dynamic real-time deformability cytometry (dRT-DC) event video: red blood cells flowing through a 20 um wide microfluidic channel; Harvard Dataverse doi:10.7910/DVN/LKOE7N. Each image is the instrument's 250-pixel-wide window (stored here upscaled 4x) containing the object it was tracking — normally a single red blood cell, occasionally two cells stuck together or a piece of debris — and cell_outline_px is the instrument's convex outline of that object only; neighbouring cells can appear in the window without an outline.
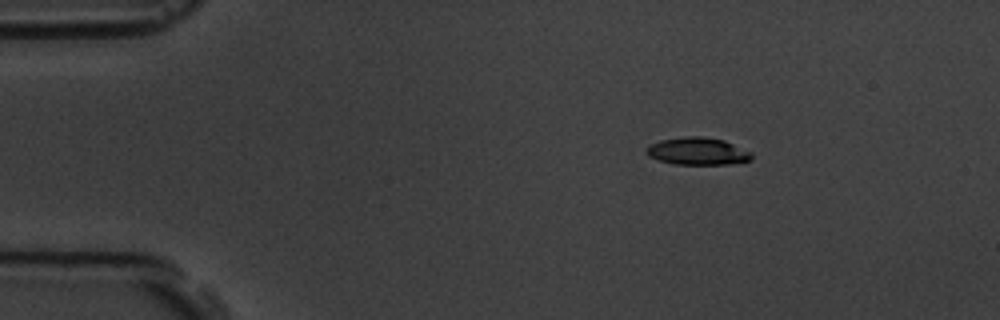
{"species": "common noctule bat (a hibernating species)", "species_latin": "Nyctalus noctula", "temperature_condition": "room temperature", "stored_images_in_passage": 49, "camera_frame_rate_fps": 3000, "um_per_image_px": 0.085, "animal": {"sex": "male", "body_mass_g": 19.5, "forearm_length_mm": 54.6}, "frame": {"image": 1, "passage_image": 1, "time_ms": 0.0, "image_size_px": [1000, 320], "cell_outline_px": [[752, 160], [732, 164], [676, 164], [660, 160], [648, 156], [644, 152], [652, 144], [660, 140], [684, 136], [704, 136], [724, 140], [752, 152]], "centroid_in_image_um": [59.33, 12.85], "position_along_channel_um": 25.7, "area_um2": 16.82}}
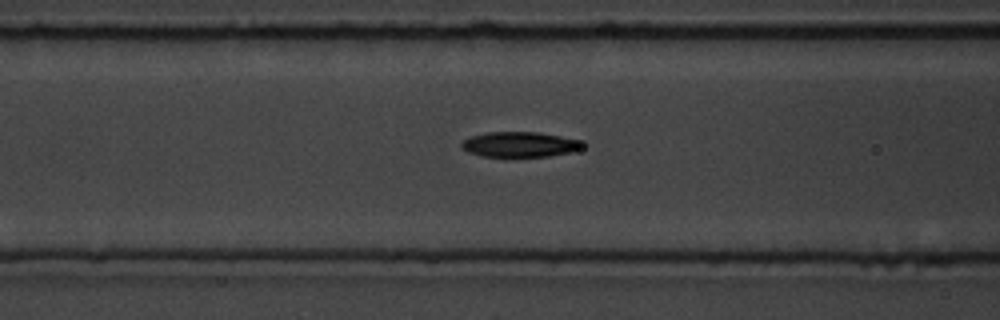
{"frame": {"image": 2, "passage_image": 15, "time_ms": 4.667, "image_size_px": [1000, 320], "cell_outline_px": [[584, 144], [580, 148], [572, 152], [548, 156], [480, 156], [468, 152], [460, 148], [460, 144], [464, 140], [472, 136], [488, 132], [540, 132], [580, 140]], "centroid_in_image_um": [44.16, 12.27], "position_along_channel_um": 122.4, "area_um2": 17.69}}
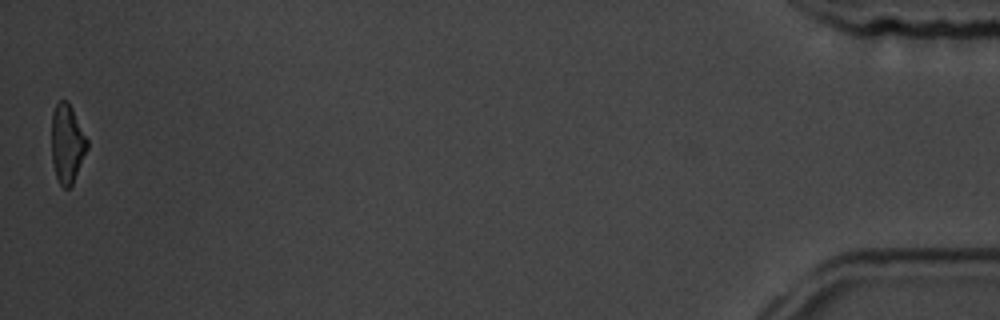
{"frame": {"image": 3, "passage_image": 49, "time_ms": 16.0, "image_size_px": [1000, 320], "cell_outline_px": [[88, 148], [72, 184], [68, 188], [64, 188], [60, 184], [56, 176], [52, 164], [52, 112], [56, 104], [60, 100], [68, 100], [88, 140]], "centroid_in_image_um": [5.7, 12.19], "position_along_channel_um": 429.5, "area_um2": 16.3}, "authors_computed_cell_mechanics": {"area_um2": 17.7446, "velocity_mm_per_s": 3.5715, "shape_relaxation_time_tau1_ms": 3.4966, "shape_relaxation_time_tau2_ms": 3.1445, "deformation_change_tau1": 0.1619, "deformation_change_tau2": 0.093}}